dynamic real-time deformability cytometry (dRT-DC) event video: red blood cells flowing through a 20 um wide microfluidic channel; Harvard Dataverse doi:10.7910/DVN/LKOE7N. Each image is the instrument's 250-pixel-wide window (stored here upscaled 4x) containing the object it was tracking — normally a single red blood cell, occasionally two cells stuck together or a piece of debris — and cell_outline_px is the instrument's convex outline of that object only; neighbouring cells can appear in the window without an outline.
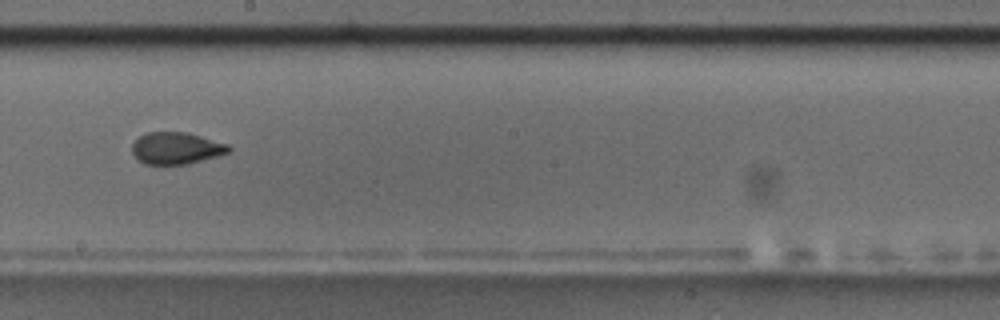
{"species": "common noctule bat (a hibernating species)", "species_latin": "Nyctalus noctula", "temperature_condition": "room temperature", "stored_images_in_passage": 12, "camera_frame_rate_fps": 3000, "um_per_image_px": 0.085, "animal": {"sex": "male", "body_mass_g": 17.5, "forearm_length_mm": 52.3}, "frame": {"image": 1, "passage_image": 6, "time_ms": 6.667, "image_size_px": [1000, 320], "cell_outline_px": [[232, 148], [228, 152], [216, 156], [188, 164], [144, 164], [136, 160], [132, 152], [132, 144], [140, 136], [148, 132], [188, 132], [228, 144]], "centroid_in_image_um": [14.96, 12.6], "position_along_channel_um": 233.2, "area_um2": 17.98}}
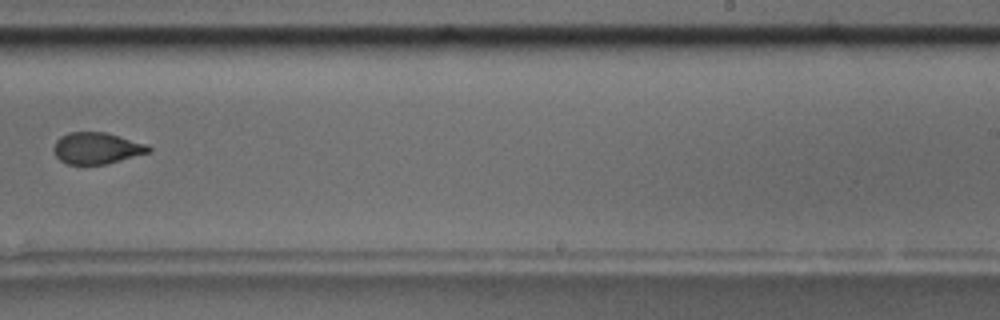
{"frame": {"image": 2, "passage_image": 7, "time_ms": 8.0, "image_size_px": [1000, 320], "cell_outline_px": [[152, 148], [148, 152], [108, 164], [68, 164], [60, 160], [56, 156], [52, 148], [56, 140], [60, 136], [68, 132], [104, 132], [148, 144]], "centroid_in_image_um": [8.19, 12.59], "position_along_channel_um": 280.8, "area_um2": 17.4}, "authors_computed_cell_mechanics": {"area_um2": 18.5827, "velocity_mm_per_s": 3.5585, "shape_relaxation_time_tau1_ms": 2.5943, "shape_relaxation_time_tau2_ms": 1.8711, "deformation_change_tau1": 0.1894, "deformation_change_tau2": 0.08}}